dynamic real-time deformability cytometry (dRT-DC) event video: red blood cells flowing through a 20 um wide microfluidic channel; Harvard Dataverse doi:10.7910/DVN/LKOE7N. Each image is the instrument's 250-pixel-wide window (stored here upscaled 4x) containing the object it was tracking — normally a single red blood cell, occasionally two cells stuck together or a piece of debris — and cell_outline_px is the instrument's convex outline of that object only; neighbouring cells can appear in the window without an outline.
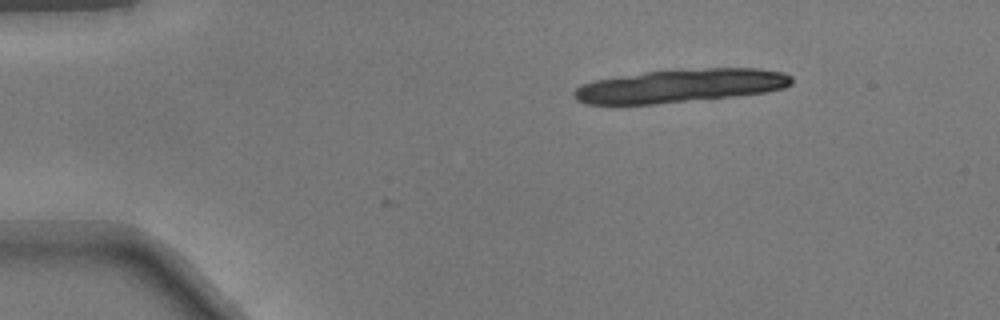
{"species": "common noctule bat (a hibernating species)", "species_latin": "Nyctalus noctula", "temperature_condition": "warm", "stored_images_in_passage": 3, "camera_frame_rate_fps": 3000, "um_per_image_px": 0.085, "animal": {"sex": "male", "body_mass_g": 17.9}, "frame": {"image": 1, "passage_image": 1, "time_ms": 0.0, "image_size_px": [1000, 320], "cell_outline_px": [[792, 84], [784, 88], [764, 92], [732, 96], [656, 104], [588, 104], [576, 100], [572, 96], [572, 92], [580, 84], [596, 80], [644, 72], [704, 68], [760, 68], [784, 72], [792, 76]], "centroid_in_image_um": [57.84, 7.29], "position_along_channel_um": 27.2, "area_um2": 42.19}}